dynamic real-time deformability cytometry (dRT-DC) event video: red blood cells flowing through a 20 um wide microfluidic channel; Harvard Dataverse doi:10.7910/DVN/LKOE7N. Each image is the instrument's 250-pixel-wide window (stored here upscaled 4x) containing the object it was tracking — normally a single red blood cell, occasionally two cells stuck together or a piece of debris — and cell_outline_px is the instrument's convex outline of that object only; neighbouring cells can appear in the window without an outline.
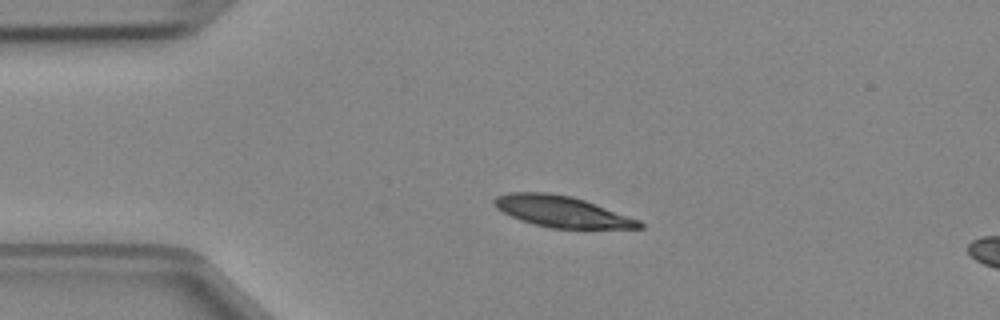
{"species": "Egyptian fruit bat (a non-hibernating species)", "species_latin": "Rousettus aegyptiacus", "temperature_condition": "cold", "stored_images_in_passage": 4, "segment_of_instrument_passage": [1, 2], "camera_frame_rate_fps": 3000, "um_per_image_px": 0.085, "animal": {"sex": "female"}, "frame": {"image": 1, "passage_image": 2, "time_ms": 0.333, "image_size_px": [1000, 320], "cell_outline_px": [[644, 228], [552, 228], [520, 220], [496, 208], [492, 200], [496, 196], [508, 192], [548, 192], [572, 196], [584, 200], [640, 220], [644, 224]], "centroid_in_image_um": [47.74, 17.97], "position_along_channel_um": 37.3, "area_um2": 26.13}}